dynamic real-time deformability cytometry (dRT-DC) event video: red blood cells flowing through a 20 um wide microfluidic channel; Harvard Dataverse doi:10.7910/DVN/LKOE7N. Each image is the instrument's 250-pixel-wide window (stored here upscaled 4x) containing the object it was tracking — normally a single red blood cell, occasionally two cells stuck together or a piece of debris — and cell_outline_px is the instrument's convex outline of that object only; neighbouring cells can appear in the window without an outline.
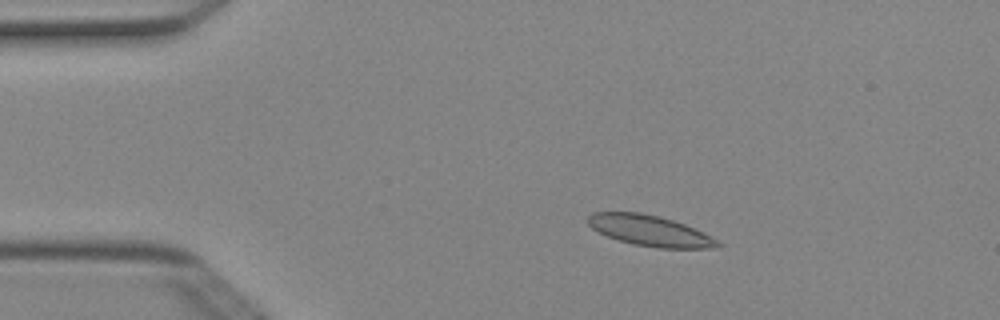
{"species": "Egyptian fruit bat (a non-hibernating species)", "species_latin": "Rousettus aegyptiacus", "temperature_condition": "cold", "stored_images_in_passage": 4, "camera_frame_rate_fps": 3000, "um_per_image_px": 0.085, "animal": {"sex": "female"}, "frame": {"image": 1, "passage_image": 3, "time_ms": 0.667, "image_size_px": [1000, 320], "cell_outline_px": [[724, 244], [720, 248], [656, 248], [632, 244], [608, 236], [592, 228], [588, 224], [588, 216], [592, 212], [640, 212], [660, 216], [684, 224], [704, 232]], "centroid_in_image_um": [55.29, 19.61], "position_along_channel_um": 29.7, "area_um2": 23.29}}